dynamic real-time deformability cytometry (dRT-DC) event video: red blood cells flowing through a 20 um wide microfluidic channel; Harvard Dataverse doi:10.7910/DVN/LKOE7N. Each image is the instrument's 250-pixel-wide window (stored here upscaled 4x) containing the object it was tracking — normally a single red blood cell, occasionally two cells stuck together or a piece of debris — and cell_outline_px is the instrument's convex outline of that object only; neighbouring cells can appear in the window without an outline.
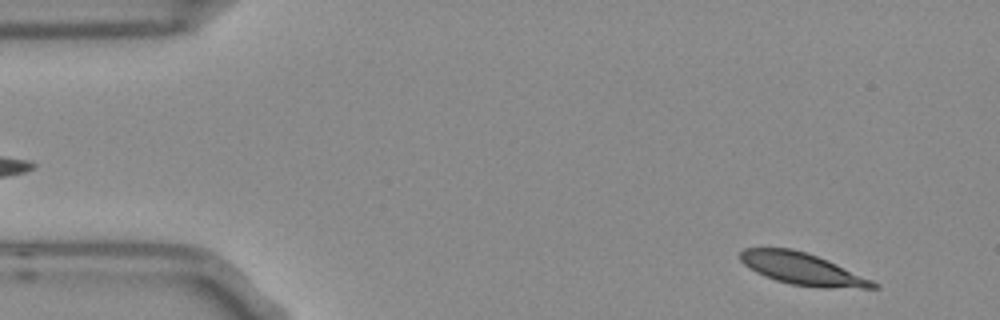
{"species": "Egyptian fruit bat (a non-hibernating species)", "species_latin": "Rousettus aegyptiacus", "temperature_condition": "room temperature", "stored_images_in_passage": 10, "camera_frame_rate_fps": 3000, "um_per_image_px": 0.085, "frame": {"image": 1, "passage_image": 2, "time_ms": 0.333, "image_size_px": [1000, 320], "cell_outline_px": [[880, 288], [824, 288], [788, 284], [764, 276], [748, 268], [740, 260], [740, 252], [744, 248], [792, 248], [828, 260], [872, 280], [880, 284]], "centroid_in_image_um": [68.2, 22.87], "position_along_channel_um": 16.8, "area_um2": 24.74}}